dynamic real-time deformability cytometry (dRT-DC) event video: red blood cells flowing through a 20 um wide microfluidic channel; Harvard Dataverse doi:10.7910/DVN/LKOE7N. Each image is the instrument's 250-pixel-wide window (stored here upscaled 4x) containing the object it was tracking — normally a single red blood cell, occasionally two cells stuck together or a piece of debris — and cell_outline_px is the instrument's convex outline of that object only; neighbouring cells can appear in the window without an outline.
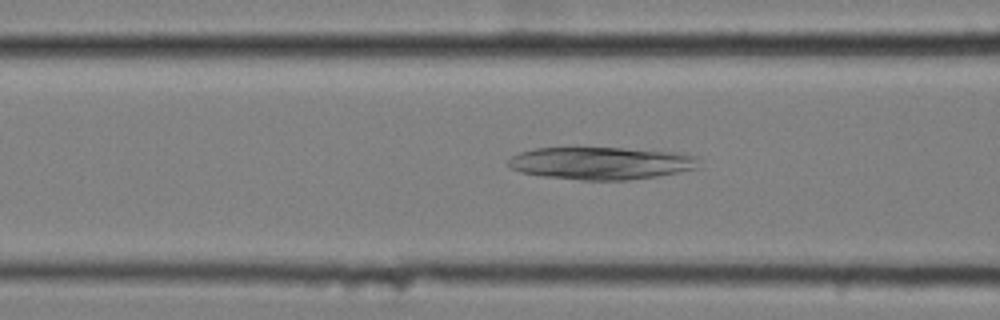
{"species": "common noctule bat (a hibernating species)", "species_latin": "Nyctalus noctula", "temperature_condition": "cold", "stored_images_in_passage": 57, "camera_frame_rate_fps": 3000, "um_per_image_px": 0.085, "animal": {"sex": "female", "body_mass_g": 25.1}, "frame": {"image": 1, "passage_image": 22, "time_ms": 7.0, "image_size_px": [1000, 320], "cell_outline_px": [[700, 168], [656, 176], [628, 180], [580, 180], [544, 176], [520, 172], [512, 168], [508, 164], [508, 160], [512, 156], [520, 152], [536, 148], [620, 148], [672, 152], [696, 156]], "centroid_in_image_um": [51.08, 13.87], "position_along_channel_um": 115.5, "area_um2": 35.84}}
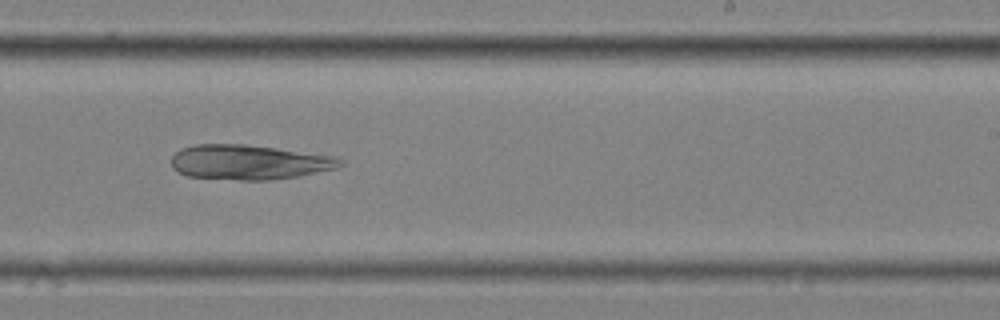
{"frame": {"image": 2, "passage_image": 35, "time_ms": 11.333, "image_size_px": [1000, 320], "cell_outline_px": [[344, 164], [340, 168], [300, 176], [272, 180], [240, 180], [188, 176], [172, 168], [172, 156], [180, 148], [192, 144], [244, 144], [276, 148], [332, 156], [344, 160]], "centroid_in_image_um": [21.19, 13.79], "position_along_channel_um": 267.8, "area_um2": 34.39}}
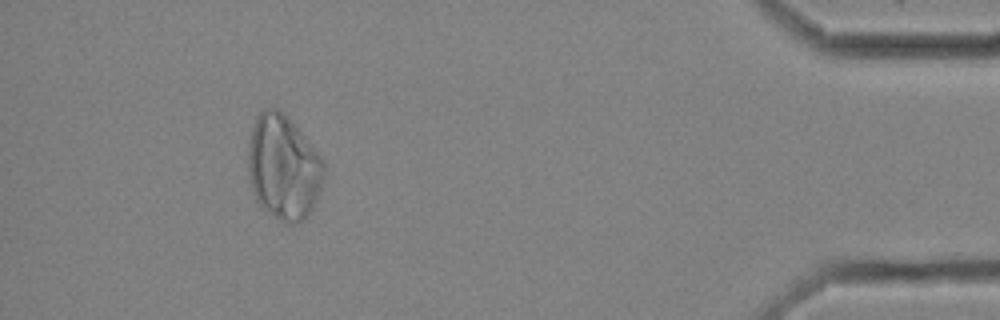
{"frame": {"image": 3, "passage_image": 52, "time_ms": 17.0, "image_size_px": [1000, 320], "cell_outline_px": [[324, 180], [320, 192], [308, 216], [304, 220], [296, 224], [288, 224], [260, 208], [252, 192], [248, 172], [248, 144], [252, 128], [256, 116], [264, 108], [276, 108], [288, 116], [324, 160]], "centroid_in_image_um": [24.09, 14.24], "position_along_channel_um": 411.1, "area_um2": 46.76}}